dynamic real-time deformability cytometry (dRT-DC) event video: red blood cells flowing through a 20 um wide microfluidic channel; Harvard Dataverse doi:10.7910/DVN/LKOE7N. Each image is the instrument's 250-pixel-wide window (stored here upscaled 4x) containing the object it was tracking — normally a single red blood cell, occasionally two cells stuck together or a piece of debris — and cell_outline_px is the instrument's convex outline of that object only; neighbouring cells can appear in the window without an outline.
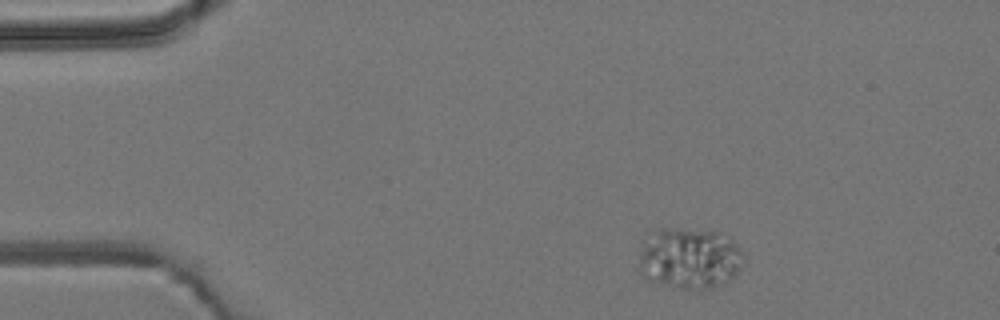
{"species": "common noctule bat (a hibernating species)", "species_latin": "Nyctalus noctula", "temperature_condition": "room temperature", "stored_images_in_passage": 3, "camera_frame_rate_fps": 3000, "um_per_image_px": 0.085, "animal": {"sex": "male", "body_mass_g": 19.2, "forearm_length_mm": 51.8}, "frame": {"image": 1, "passage_image": 1, "time_ms": 0.0, "image_size_px": [1000, 320], "cell_outline_px": [[744, 264], [736, 276], [724, 284], [712, 288], [680, 288], [648, 280], [640, 272], [640, 252], [644, 232], [648, 228], [668, 228], [720, 232], [736, 244], [744, 252]], "centroid_in_image_um": [58.59, 21.92], "position_along_channel_um": 26.4, "area_um2": 38.03}}